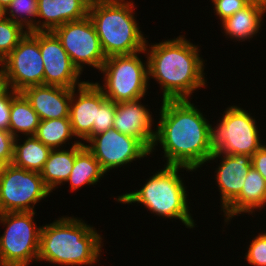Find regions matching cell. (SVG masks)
<instances>
[{
	"instance_id": "obj_32",
	"label": "cell",
	"mask_w": 266,
	"mask_h": 266,
	"mask_svg": "<svg viewBox=\"0 0 266 266\" xmlns=\"http://www.w3.org/2000/svg\"><path fill=\"white\" fill-rule=\"evenodd\" d=\"M15 137L7 130L0 129V162L11 164L13 160Z\"/></svg>"
},
{
	"instance_id": "obj_6",
	"label": "cell",
	"mask_w": 266,
	"mask_h": 266,
	"mask_svg": "<svg viewBox=\"0 0 266 266\" xmlns=\"http://www.w3.org/2000/svg\"><path fill=\"white\" fill-rule=\"evenodd\" d=\"M145 50L131 55L106 57L102 68L104 83L95 82L104 96L115 103L143 99L149 88L148 60L138 56Z\"/></svg>"
},
{
	"instance_id": "obj_8",
	"label": "cell",
	"mask_w": 266,
	"mask_h": 266,
	"mask_svg": "<svg viewBox=\"0 0 266 266\" xmlns=\"http://www.w3.org/2000/svg\"><path fill=\"white\" fill-rule=\"evenodd\" d=\"M243 108L227 107L216 126L210 124V144L214 153L252 156L262 145L257 120ZM254 117V118H253Z\"/></svg>"
},
{
	"instance_id": "obj_3",
	"label": "cell",
	"mask_w": 266,
	"mask_h": 266,
	"mask_svg": "<svg viewBox=\"0 0 266 266\" xmlns=\"http://www.w3.org/2000/svg\"><path fill=\"white\" fill-rule=\"evenodd\" d=\"M95 229L74 216L42 225L37 261L64 266L95 265L103 247V238Z\"/></svg>"
},
{
	"instance_id": "obj_5",
	"label": "cell",
	"mask_w": 266,
	"mask_h": 266,
	"mask_svg": "<svg viewBox=\"0 0 266 266\" xmlns=\"http://www.w3.org/2000/svg\"><path fill=\"white\" fill-rule=\"evenodd\" d=\"M132 1L117 0L89 6L88 16L106 57L131 55L145 50L146 37L135 19Z\"/></svg>"
},
{
	"instance_id": "obj_34",
	"label": "cell",
	"mask_w": 266,
	"mask_h": 266,
	"mask_svg": "<svg viewBox=\"0 0 266 266\" xmlns=\"http://www.w3.org/2000/svg\"><path fill=\"white\" fill-rule=\"evenodd\" d=\"M7 89L6 81L3 76L2 70L0 69V95Z\"/></svg>"
},
{
	"instance_id": "obj_18",
	"label": "cell",
	"mask_w": 266,
	"mask_h": 266,
	"mask_svg": "<svg viewBox=\"0 0 266 266\" xmlns=\"http://www.w3.org/2000/svg\"><path fill=\"white\" fill-rule=\"evenodd\" d=\"M89 6L85 0H38L36 32L53 31L67 22L81 20L88 16Z\"/></svg>"
},
{
	"instance_id": "obj_15",
	"label": "cell",
	"mask_w": 266,
	"mask_h": 266,
	"mask_svg": "<svg viewBox=\"0 0 266 266\" xmlns=\"http://www.w3.org/2000/svg\"><path fill=\"white\" fill-rule=\"evenodd\" d=\"M218 158L221 162L215 169L217 174L214 176L221 195L222 211L240 194L246 175L252 167V161L250 155L213 153L207 163L215 159L218 161Z\"/></svg>"
},
{
	"instance_id": "obj_36",
	"label": "cell",
	"mask_w": 266,
	"mask_h": 266,
	"mask_svg": "<svg viewBox=\"0 0 266 266\" xmlns=\"http://www.w3.org/2000/svg\"><path fill=\"white\" fill-rule=\"evenodd\" d=\"M249 4H256L266 8V0H246Z\"/></svg>"
},
{
	"instance_id": "obj_16",
	"label": "cell",
	"mask_w": 266,
	"mask_h": 266,
	"mask_svg": "<svg viewBox=\"0 0 266 266\" xmlns=\"http://www.w3.org/2000/svg\"><path fill=\"white\" fill-rule=\"evenodd\" d=\"M138 99L116 103V113L113 128L120 133L136 137L150 151L155 141L156 131L152 130L153 119L147 105H142Z\"/></svg>"
},
{
	"instance_id": "obj_31",
	"label": "cell",
	"mask_w": 266,
	"mask_h": 266,
	"mask_svg": "<svg viewBox=\"0 0 266 266\" xmlns=\"http://www.w3.org/2000/svg\"><path fill=\"white\" fill-rule=\"evenodd\" d=\"M18 93L13 89L7 88L0 95V129L9 131L11 103Z\"/></svg>"
},
{
	"instance_id": "obj_2",
	"label": "cell",
	"mask_w": 266,
	"mask_h": 266,
	"mask_svg": "<svg viewBox=\"0 0 266 266\" xmlns=\"http://www.w3.org/2000/svg\"><path fill=\"white\" fill-rule=\"evenodd\" d=\"M198 47L183 35L149 46L146 41L149 80L161 86L162 100L189 99L193 91L205 87V62Z\"/></svg>"
},
{
	"instance_id": "obj_39",
	"label": "cell",
	"mask_w": 266,
	"mask_h": 266,
	"mask_svg": "<svg viewBox=\"0 0 266 266\" xmlns=\"http://www.w3.org/2000/svg\"><path fill=\"white\" fill-rule=\"evenodd\" d=\"M3 166L4 165L0 162V174H1V171H2Z\"/></svg>"
},
{
	"instance_id": "obj_33",
	"label": "cell",
	"mask_w": 266,
	"mask_h": 266,
	"mask_svg": "<svg viewBox=\"0 0 266 266\" xmlns=\"http://www.w3.org/2000/svg\"><path fill=\"white\" fill-rule=\"evenodd\" d=\"M252 166L266 180V145L263 144L252 156Z\"/></svg>"
},
{
	"instance_id": "obj_28",
	"label": "cell",
	"mask_w": 266,
	"mask_h": 266,
	"mask_svg": "<svg viewBox=\"0 0 266 266\" xmlns=\"http://www.w3.org/2000/svg\"><path fill=\"white\" fill-rule=\"evenodd\" d=\"M116 113V103L106 100L97 109L96 122H93L92 137L113 128V122Z\"/></svg>"
},
{
	"instance_id": "obj_37",
	"label": "cell",
	"mask_w": 266,
	"mask_h": 266,
	"mask_svg": "<svg viewBox=\"0 0 266 266\" xmlns=\"http://www.w3.org/2000/svg\"><path fill=\"white\" fill-rule=\"evenodd\" d=\"M12 2V0H0V6L5 10V8Z\"/></svg>"
},
{
	"instance_id": "obj_26",
	"label": "cell",
	"mask_w": 266,
	"mask_h": 266,
	"mask_svg": "<svg viewBox=\"0 0 266 266\" xmlns=\"http://www.w3.org/2000/svg\"><path fill=\"white\" fill-rule=\"evenodd\" d=\"M37 14L38 0H12L5 8L6 18L20 24L30 32H36Z\"/></svg>"
},
{
	"instance_id": "obj_29",
	"label": "cell",
	"mask_w": 266,
	"mask_h": 266,
	"mask_svg": "<svg viewBox=\"0 0 266 266\" xmlns=\"http://www.w3.org/2000/svg\"><path fill=\"white\" fill-rule=\"evenodd\" d=\"M249 244L246 261L250 265L266 266V233H258Z\"/></svg>"
},
{
	"instance_id": "obj_30",
	"label": "cell",
	"mask_w": 266,
	"mask_h": 266,
	"mask_svg": "<svg viewBox=\"0 0 266 266\" xmlns=\"http://www.w3.org/2000/svg\"><path fill=\"white\" fill-rule=\"evenodd\" d=\"M211 2L221 22L249 4L246 0H211Z\"/></svg>"
},
{
	"instance_id": "obj_25",
	"label": "cell",
	"mask_w": 266,
	"mask_h": 266,
	"mask_svg": "<svg viewBox=\"0 0 266 266\" xmlns=\"http://www.w3.org/2000/svg\"><path fill=\"white\" fill-rule=\"evenodd\" d=\"M34 136L51 149L63 148V144L75 138L69 117L40 120Z\"/></svg>"
},
{
	"instance_id": "obj_10",
	"label": "cell",
	"mask_w": 266,
	"mask_h": 266,
	"mask_svg": "<svg viewBox=\"0 0 266 266\" xmlns=\"http://www.w3.org/2000/svg\"><path fill=\"white\" fill-rule=\"evenodd\" d=\"M6 86L22 92L30 86L44 85V66L39 46V31L30 32L0 62Z\"/></svg>"
},
{
	"instance_id": "obj_7",
	"label": "cell",
	"mask_w": 266,
	"mask_h": 266,
	"mask_svg": "<svg viewBox=\"0 0 266 266\" xmlns=\"http://www.w3.org/2000/svg\"><path fill=\"white\" fill-rule=\"evenodd\" d=\"M34 212L0 213L5 231L0 236V266H28L38 260L41 226Z\"/></svg>"
},
{
	"instance_id": "obj_27",
	"label": "cell",
	"mask_w": 266,
	"mask_h": 266,
	"mask_svg": "<svg viewBox=\"0 0 266 266\" xmlns=\"http://www.w3.org/2000/svg\"><path fill=\"white\" fill-rule=\"evenodd\" d=\"M27 32L23 26L9 18L0 20V62L13 51Z\"/></svg>"
},
{
	"instance_id": "obj_14",
	"label": "cell",
	"mask_w": 266,
	"mask_h": 266,
	"mask_svg": "<svg viewBox=\"0 0 266 266\" xmlns=\"http://www.w3.org/2000/svg\"><path fill=\"white\" fill-rule=\"evenodd\" d=\"M72 89L69 119L75 139L86 143L92 138L93 122H96L97 109L107 100L95 82L85 81ZM76 92V93H75Z\"/></svg>"
},
{
	"instance_id": "obj_19",
	"label": "cell",
	"mask_w": 266,
	"mask_h": 266,
	"mask_svg": "<svg viewBox=\"0 0 266 266\" xmlns=\"http://www.w3.org/2000/svg\"><path fill=\"white\" fill-rule=\"evenodd\" d=\"M266 205V180L252 166L246 175L240 194L223 210L225 222L242 213L255 214ZM261 208V209H260Z\"/></svg>"
},
{
	"instance_id": "obj_12",
	"label": "cell",
	"mask_w": 266,
	"mask_h": 266,
	"mask_svg": "<svg viewBox=\"0 0 266 266\" xmlns=\"http://www.w3.org/2000/svg\"><path fill=\"white\" fill-rule=\"evenodd\" d=\"M87 143L85 146L99 161L105 173L151 154L139 139L114 128L93 136Z\"/></svg>"
},
{
	"instance_id": "obj_22",
	"label": "cell",
	"mask_w": 266,
	"mask_h": 266,
	"mask_svg": "<svg viewBox=\"0 0 266 266\" xmlns=\"http://www.w3.org/2000/svg\"><path fill=\"white\" fill-rule=\"evenodd\" d=\"M106 174L93 153L85 146L84 142L76 145V156L72 171L66 180L72 191L78 190L86 184H97Z\"/></svg>"
},
{
	"instance_id": "obj_20",
	"label": "cell",
	"mask_w": 266,
	"mask_h": 266,
	"mask_svg": "<svg viewBox=\"0 0 266 266\" xmlns=\"http://www.w3.org/2000/svg\"><path fill=\"white\" fill-rule=\"evenodd\" d=\"M266 8L256 4H248L221 23L225 35L235 41L252 39L261 29Z\"/></svg>"
},
{
	"instance_id": "obj_11",
	"label": "cell",
	"mask_w": 266,
	"mask_h": 266,
	"mask_svg": "<svg viewBox=\"0 0 266 266\" xmlns=\"http://www.w3.org/2000/svg\"><path fill=\"white\" fill-rule=\"evenodd\" d=\"M53 32L81 74L85 65L100 71L106 56L102 51L99 37L89 16L58 26Z\"/></svg>"
},
{
	"instance_id": "obj_21",
	"label": "cell",
	"mask_w": 266,
	"mask_h": 266,
	"mask_svg": "<svg viewBox=\"0 0 266 266\" xmlns=\"http://www.w3.org/2000/svg\"><path fill=\"white\" fill-rule=\"evenodd\" d=\"M81 141L71 142L70 150L52 149L48 159L40 171L45 186L51 191L61 186L68 179L76 156V145ZM58 185V186H57Z\"/></svg>"
},
{
	"instance_id": "obj_17",
	"label": "cell",
	"mask_w": 266,
	"mask_h": 266,
	"mask_svg": "<svg viewBox=\"0 0 266 266\" xmlns=\"http://www.w3.org/2000/svg\"><path fill=\"white\" fill-rule=\"evenodd\" d=\"M30 102L40 120L69 117L72 89L37 85L21 92Z\"/></svg>"
},
{
	"instance_id": "obj_38",
	"label": "cell",
	"mask_w": 266,
	"mask_h": 266,
	"mask_svg": "<svg viewBox=\"0 0 266 266\" xmlns=\"http://www.w3.org/2000/svg\"><path fill=\"white\" fill-rule=\"evenodd\" d=\"M5 17V10L0 6V20Z\"/></svg>"
},
{
	"instance_id": "obj_1",
	"label": "cell",
	"mask_w": 266,
	"mask_h": 266,
	"mask_svg": "<svg viewBox=\"0 0 266 266\" xmlns=\"http://www.w3.org/2000/svg\"><path fill=\"white\" fill-rule=\"evenodd\" d=\"M152 153L158 142L166 165L185 166L194 171L214 153L210 123L188 99L162 100Z\"/></svg>"
},
{
	"instance_id": "obj_13",
	"label": "cell",
	"mask_w": 266,
	"mask_h": 266,
	"mask_svg": "<svg viewBox=\"0 0 266 266\" xmlns=\"http://www.w3.org/2000/svg\"><path fill=\"white\" fill-rule=\"evenodd\" d=\"M39 46L44 66V85L78 88L81 73L53 31H39Z\"/></svg>"
},
{
	"instance_id": "obj_23",
	"label": "cell",
	"mask_w": 266,
	"mask_h": 266,
	"mask_svg": "<svg viewBox=\"0 0 266 266\" xmlns=\"http://www.w3.org/2000/svg\"><path fill=\"white\" fill-rule=\"evenodd\" d=\"M19 140L21 138H15L14 140L12 164L29 171L40 173L52 149L44 145L35 136H27V139L25 136L22 142L23 144H20Z\"/></svg>"
},
{
	"instance_id": "obj_9",
	"label": "cell",
	"mask_w": 266,
	"mask_h": 266,
	"mask_svg": "<svg viewBox=\"0 0 266 266\" xmlns=\"http://www.w3.org/2000/svg\"><path fill=\"white\" fill-rule=\"evenodd\" d=\"M50 193L39 172L12 163L3 166L0 174V213L34 212L35 205Z\"/></svg>"
},
{
	"instance_id": "obj_24",
	"label": "cell",
	"mask_w": 266,
	"mask_h": 266,
	"mask_svg": "<svg viewBox=\"0 0 266 266\" xmlns=\"http://www.w3.org/2000/svg\"><path fill=\"white\" fill-rule=\"evenodd\" d=\"M40 119L33 110L30 102L19 92L11 103L9 132L18 138L21 134L24 136H34ZM21 133V134H18ZM19 135V136H18Z\"/></svg>"
},
{
	"instance_id": "obj_35",
	"label": "cell",
	"mask_w": 266,
	"mask_h": 266,
	"mask_svg": "<svg viewBox=\"0 0 266 266\" xmlns=\"http://www.w3.org/2000/svg\"><path fill=\"white\" fill-rule=\"evenodd\" d=\"M89 5L98 4V3H108V2H114L117 0H85Z\"/></svg>"
},
{
	"instance_id": "obj_4",
	"label": "cell",
	"mask_w": 266,
	"mask_h": 266,
	"mask_svg": "<svg viewBox=\"0 0 266 266\" xmlns=\"http://www.w3.org/2000/svg\"><path fill=\"white\" fill-rule=\"evenodd\" d=\"M181 169L194 171L185 166L164 164L163 169L156 171L139 190L122 194L115 199L123 204H143L154 215L179 219L186 228L193 229L196 224L188 206L187 186L179 175Z\"/></svg>"
}]
</instances>
